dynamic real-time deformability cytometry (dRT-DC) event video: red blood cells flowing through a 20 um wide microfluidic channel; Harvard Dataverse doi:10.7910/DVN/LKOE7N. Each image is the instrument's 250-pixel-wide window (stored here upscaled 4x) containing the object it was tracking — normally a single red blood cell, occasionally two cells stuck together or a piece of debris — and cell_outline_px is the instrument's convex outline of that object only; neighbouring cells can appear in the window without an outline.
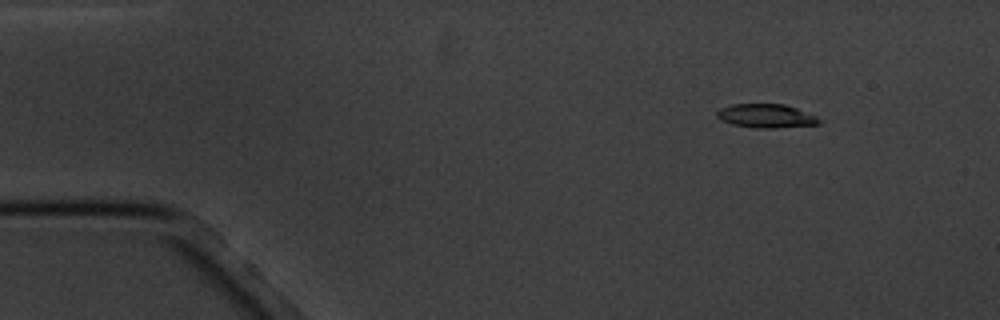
{"species": "common noctule bat (a hibernating species)", "species_latin": "Nyctalus noctula", "temperature_condition": "cold", "stored_images_in_passage": 4, "camera_frame_rate_fps": 3000, "um_per_image_px": 0.085, "animal": {"sex": "male", "body_mass_g": 20.1, "forearm_length_mm": 53.5}, "frame": {"image": 1, "passage_image": 2, "time_ms": 1.0, "image_size_px": [1000, 320], "cell_outline_px": [[824, 120], [820, 124], [776, 128], [756, 128], [732, 124], [720, 120], [716, 116], [716, 112], [720, 108], [732, 104], [784, 104], [796, 108], [816, 116]], "centroid_in_image_um": [65.13, 9.86], "position_along_channel_um": 19.9, "area_um2": 14.28}}